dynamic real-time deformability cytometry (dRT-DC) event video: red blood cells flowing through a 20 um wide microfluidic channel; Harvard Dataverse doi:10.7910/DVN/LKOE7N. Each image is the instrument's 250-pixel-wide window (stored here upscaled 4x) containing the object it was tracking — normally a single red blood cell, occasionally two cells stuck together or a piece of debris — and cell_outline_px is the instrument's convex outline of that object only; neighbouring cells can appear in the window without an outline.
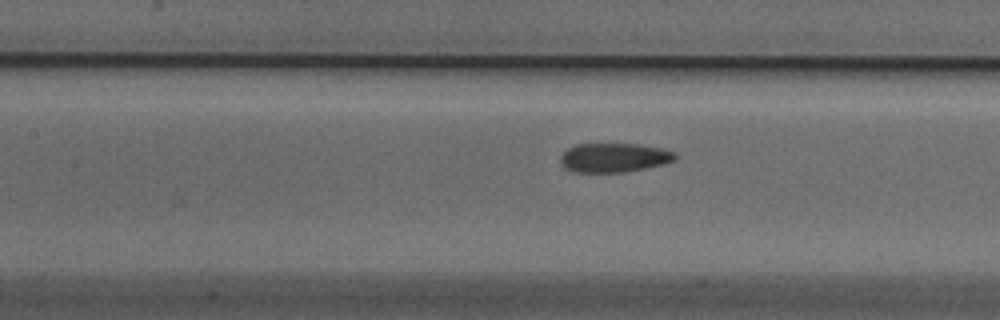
{"species": "Egyptian fruit bat (a non-hibernating species)", "species_latin": "Rousettus aegyptiacus", "temperature_condition": "cold", "stored_images_in_passage": 21, "camera_frame_rate_fps": 3000, "um_per_image_px": 0.085, "animal": {"sex": "male"}, "frame": {"image": 1, "passage_image": 18, "time_ms": 5.667, "image_size_px": [1000, 320], "cell_outline_px": [[676, 160], [664, 164], [624, 172], [576, 172], [564, 168], [560, 164], [560, 156], [568, 148], [576, 144], [640, 144], [664, 148], [676, 152]], "centroid_in_image_um": [52.21, 13.39], "position_along_channel_um": 155.2, "area_um2": 19.65}}